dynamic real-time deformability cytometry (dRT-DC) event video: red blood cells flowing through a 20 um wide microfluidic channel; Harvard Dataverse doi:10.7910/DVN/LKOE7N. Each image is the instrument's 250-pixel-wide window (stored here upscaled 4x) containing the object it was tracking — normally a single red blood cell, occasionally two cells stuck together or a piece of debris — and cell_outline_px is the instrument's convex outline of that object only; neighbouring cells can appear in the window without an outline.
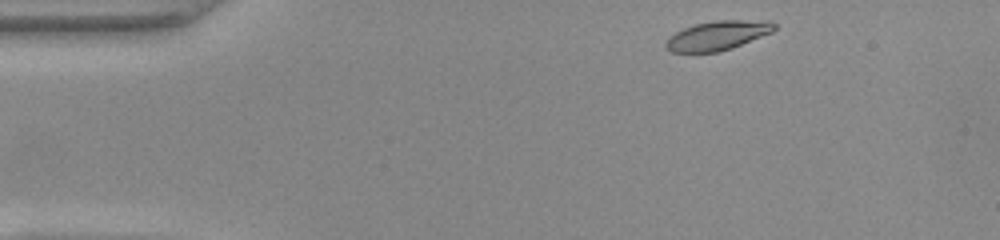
{"species": "common noctule bat (a hibernating species)", "species_latin": "Nyctalus noctula", "temperature_condition": "warm", "stored_images_in_passage": 46, "camera_frame_rate_fps": 3000, "um_per_image_px": 0.085, "animal": {"sex": "female", "body_mass_g": 22.0, "forearm_length_mm": 56.7}, "frame": {"image": 1, "passage_image": 1, "time_ms": 0.0, "image_size_px": [1000, 240], "cell_outline_px": [[776, 28], [772, 32], [732, 48], [716, 52], [672, 52], [664, 44], [676, 32], [684, 28], [696, 24], [716, 20], [772, 20], [776, 24]], "centroid_in_image_um": [61.06, 3.0], "position_along_channel_um": 23.9, "area_um2": 18.32}}
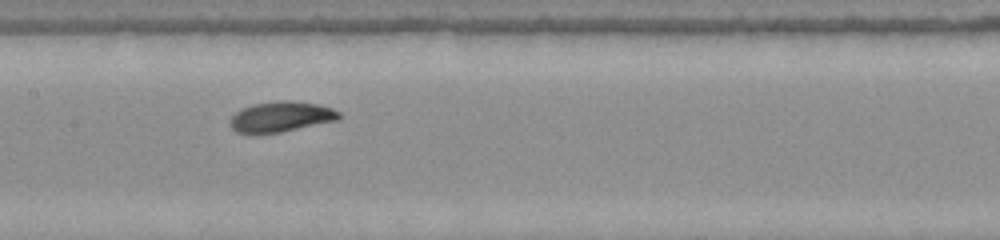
{"frame": {"image": 2, "passage_image": 19, "time_ms": 6.0, "image_size_px": [1000, 240], "cell_outline_px": [[340, 116], [336, 120], [280, 132], [236, 132], [232, 128], [232, 116], [236, 112], [252, 104], [280, 100], [288, 100], [316, 104], [332, 108], [340, 112]], "centroid_in_image_um": [23.91, 9.9], "position_along_channel_um": 183.5, "area_um2": 18.67}}
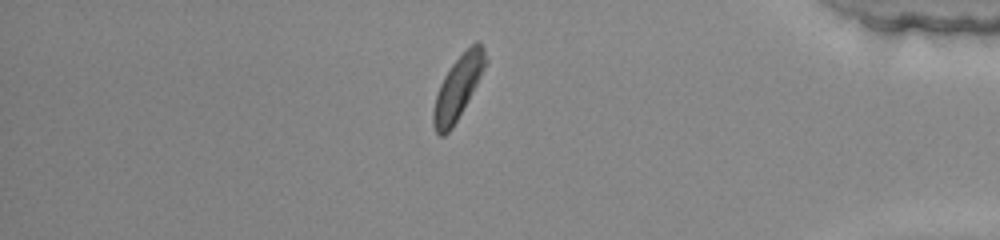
{"frame": {"image": 3, "passage_image": 38, "time_ms": 12.333, "image_size_px": [1000, 240], "cell_outline_px": [[488, 60], [476, 84], [452, 128], [444, 136], [440, 136], [436, 132], [432, 124], [432, 112], [436, 96], [440, 84], [444, 76], [452, 64], [476, 40], [484, 48]], "centroid_in_image_um": [38.9, 7.45], "position_along_channel_um": 396.3, "area_um2": 18.67}, "authors_computed_cell_mechanics": {"area_um2": 18.785, "velocity_mm_per_s": 3.893, "shape_relaxation_time_tau1_ms": 1.6146, "shape_relaxation_time_tau2_ms": null, "deformation_change_tau1": 0.1118, "deformation_change_tau2": null}}